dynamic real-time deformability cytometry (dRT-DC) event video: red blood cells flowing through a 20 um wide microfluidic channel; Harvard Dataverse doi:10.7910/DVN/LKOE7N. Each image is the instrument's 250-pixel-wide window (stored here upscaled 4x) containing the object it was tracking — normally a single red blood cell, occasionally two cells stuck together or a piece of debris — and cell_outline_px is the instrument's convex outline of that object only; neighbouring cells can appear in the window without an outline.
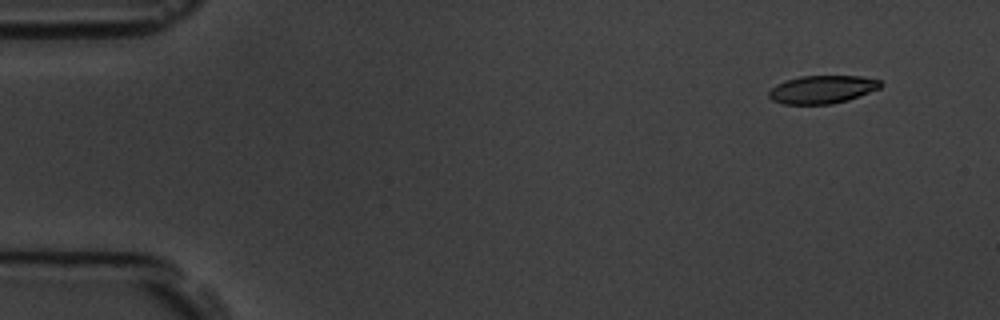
{"species": "common noctule bat (a hibernating species)", "species_latin": "Nyctalus noctula", "temperature_condition": "room temperature", "stored_images_in_passage": 6, "segment_of_instrument_passage": [1, 2], "camera_frame_rate_fps": 3000, "um_per_image_px": 0.085, "animal": {"sex": "male", "body_mass_g": 19.5, "forearm_length_mm": 54.6}, "frame": {"image": 1, "passage_image": 2, "time_ms": 1.0, "image_size_px": [1000, 320], "cell_outline_px": [[884, 84], [880, 88], [848, 100], [832, 104], [784, 104], [772, 100], [768, 96], [768, 92], [776, 84], [800, 76], [860, 76], [880, 80]], "centroid_in_image_um": [69.9, 7.6], "position_along_channel_um": 15.1, "area_um2": 18.21}}